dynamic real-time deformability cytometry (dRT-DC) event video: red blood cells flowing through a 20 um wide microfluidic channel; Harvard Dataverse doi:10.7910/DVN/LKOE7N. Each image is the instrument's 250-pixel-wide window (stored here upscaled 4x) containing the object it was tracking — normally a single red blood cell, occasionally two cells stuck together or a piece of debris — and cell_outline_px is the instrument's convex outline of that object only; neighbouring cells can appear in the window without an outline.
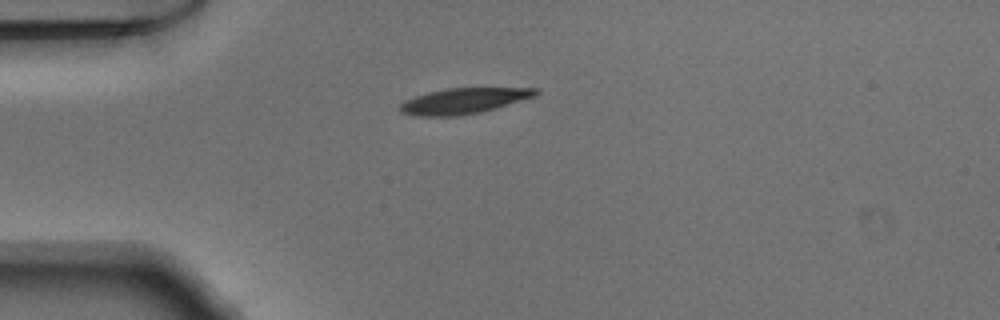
{"species": "Egyptian fruit bat (a non-hibernating species)", "species_latin": "Rousettus aegyptiacus", "temperature_condition": "warm", "stored_images_in_passage": 39, "camera_frame_rate_fps": 3000, "um_per_image_px": 0.085, "animal": {"sex": "male"}, "frame": {"image": 1, "passage_image": 1, "time_ms": 0.0, "image_size_px": [1000, 320], "cell_outline_px": [[540, 92], [536, 96], [480, 112], [456, 116], [416, 116], [400, 112], [400, 104], [404, 100], [428, 92], [448, 88], [540, 88]], "centroid_in_image_um": [39.41, 8.57], "position_along_channel_um": 45.6, "area_um2": 20.17}}
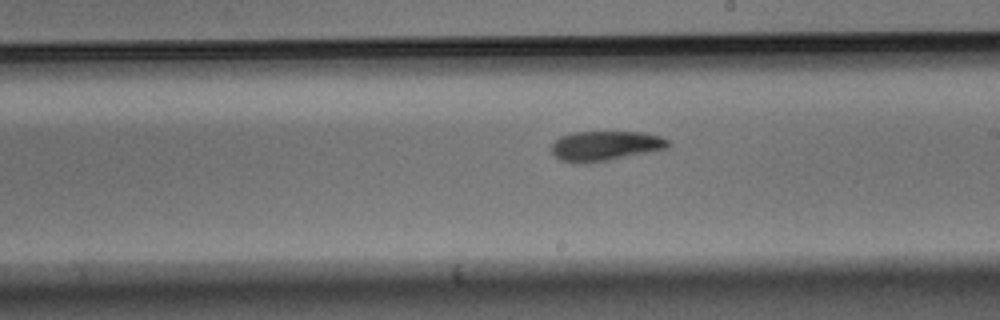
{"frame": {"image": 2, "passage_image": 17, "time_ms": 5.333, "image_size_px": [1000, 320], "cell_outline_px": [[672, 144], [668, 148], [588, 164], [572, 164], [560, 160], [552, 152], [552, 144], [560, 136], [572, 132], [644, 132], [660, 136], [668, 140]], "centroid_in_image_um": [51.43, 12.41], "position_along_channel_um": 237.6, "area_um2": 20.46}}
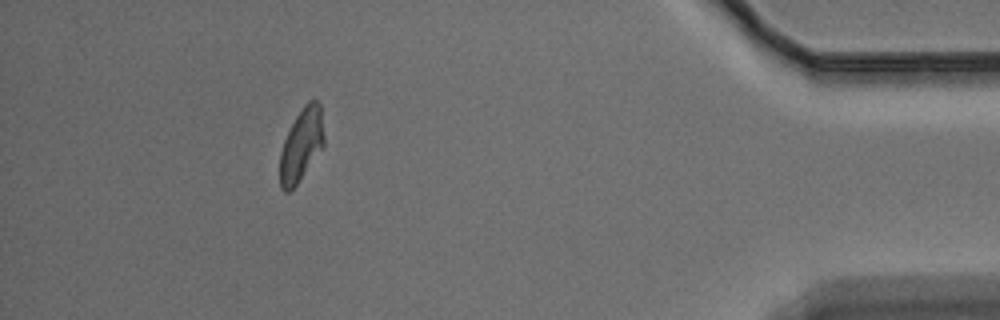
{"frame": {"image": 3, "passage_image": 34, "time_ms": 11.0, "image_size_px": [1000, 320], "cell_outline_px": [[324, 144], [296, 184], [288, 192], [284, 192], [280, 188], [280, 152], [284, 140], [296, 116], [304, 104], [308, 100], [316, 100], [320, 104], [324, 136]], "centroid_in_image_um": [25.6, 12.29], "position_along_channel_um": 409.6, "area_um2": 18.26}}